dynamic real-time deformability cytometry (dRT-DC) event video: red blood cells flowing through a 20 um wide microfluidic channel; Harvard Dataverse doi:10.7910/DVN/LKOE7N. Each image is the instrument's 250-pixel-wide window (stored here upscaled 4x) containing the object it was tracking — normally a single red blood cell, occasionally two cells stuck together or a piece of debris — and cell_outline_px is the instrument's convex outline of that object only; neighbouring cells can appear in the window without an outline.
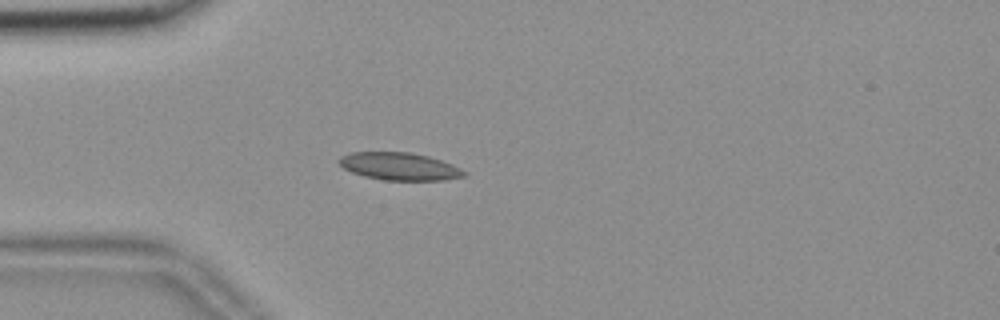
{"species": "common noctule bat (a hibernating species)", "species_latin": "Nyctalus noctula", "temperature_condition": "room temperature", "stored_images_in_passage": 41, "camera_frame_rate_fps": 3000, "um_per_image_px": 0.085, "animal": {"sex": "female", "body_mass_g": 18.4}, "frame": {"image": 1, "passage_image": 1, "time_ms": 0.0, "image_size_px": [1000, 320], "cell_outline_px": [[468, 176], [444, 180], [384, 180], [364, 176], [352, 172], [344, 168], [336, 160], [340, 156], [352, 152], [408, 152], [428, 156], [452, 164], [468, 172]], "centroid_in_image_um": [33.97, 14.14], "position_along_channel_um": 51.0, "area_um2": 20.17}}
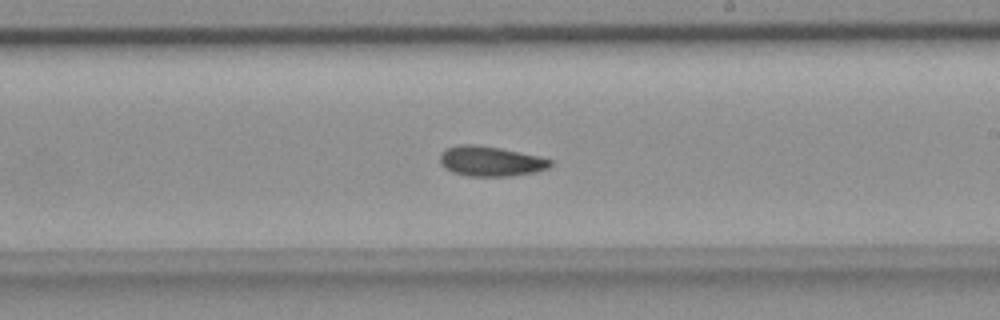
{"frame": {"image": 2, "passage_image": 18, "time_ms": 5.667, "image_size_px": [1000, 320], "cell_outline_px": [[552, 164], [548, 168], [532, 172], [512, 176], [468, 176], [452, 172], [444, 168], [440, 164], [440, 152], [448, 148], [460, 144], [476, 144], [500, 148], [540, 156], [552, 160]], "centroid_in_image_um": [41.67, 13.7], "position_along_channel_um": 247.3, "area_um2": 19.36}}
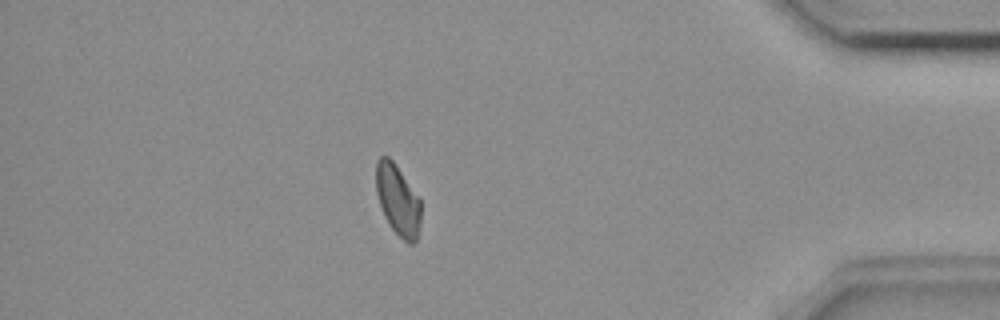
{"frame": {"image": 3, "passage_image": 34, "time_ms": 11.0, "image_size_px": [1000, 320], "cell_outline_px": [[420, 224], [416, 240], [412, 244], [408, 244], [388, 224], [384, 216], [376, 192], [376, 160], [380, 156], [388, 156], [392, 160], [420, 200]], "centroid_in_image_um": [33.79, 17.01], "position_along_channel_um": 401.4, "area_um2": 18.15}, "authors_computed_cell_mechanics": {"area_um2": 19.0162, "velocity_mm_per_s": 3.6582, "shape_relaxation_time_tau1_ms": null, "shape_relaxation_time_tau2_ms": 5.9824, "deformation_change_tau1": null, "deformation_change_tau2": 0.091}}